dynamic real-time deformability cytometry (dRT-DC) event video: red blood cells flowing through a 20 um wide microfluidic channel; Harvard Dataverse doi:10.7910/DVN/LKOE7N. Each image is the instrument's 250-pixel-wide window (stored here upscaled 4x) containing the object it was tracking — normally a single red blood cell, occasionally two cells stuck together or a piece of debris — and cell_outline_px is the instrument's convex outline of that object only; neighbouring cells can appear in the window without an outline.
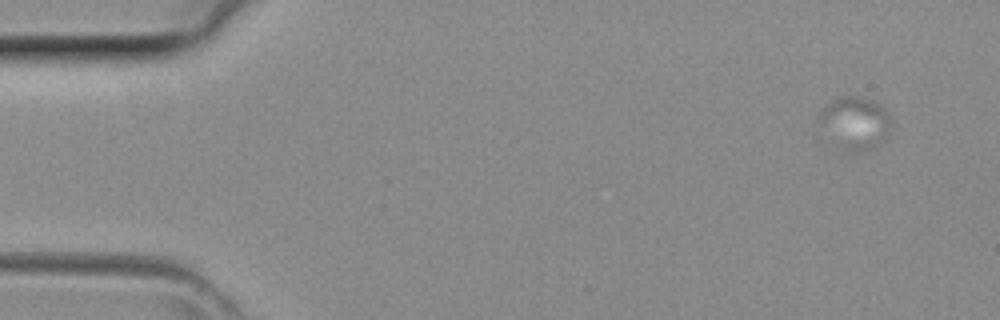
{"species": "common noctule bat (a hibernating species)", "species_latin": "Nyctalus noctula", "temperature_condition": "room temperature", "stored_images_in_passage": 26, "segment_of_instrument_passage": [1, 2], "camera_frame_rate_fps": 3000, "um_per_image_px": 0.085, "animal": {"sex": "female", "body_mass_g": 29.2, "forearm_length_mm": 56.3}, "frame": {"image": 1, "passage_image": 5, "time_ms": 1.333, "image_size_px": [1000, 320], "cell_outline_px": [[888, 120], [884, 124], [820, 124], [820, 116], [824, 108], [832, 100], [848, 96], [856, 96], [868, 100], [876, 104], [888, 116]], "centroid_in_image_um": [72.48, 9.53], "position_along_channel_um": 12.5, "area_um2": 10.81}}